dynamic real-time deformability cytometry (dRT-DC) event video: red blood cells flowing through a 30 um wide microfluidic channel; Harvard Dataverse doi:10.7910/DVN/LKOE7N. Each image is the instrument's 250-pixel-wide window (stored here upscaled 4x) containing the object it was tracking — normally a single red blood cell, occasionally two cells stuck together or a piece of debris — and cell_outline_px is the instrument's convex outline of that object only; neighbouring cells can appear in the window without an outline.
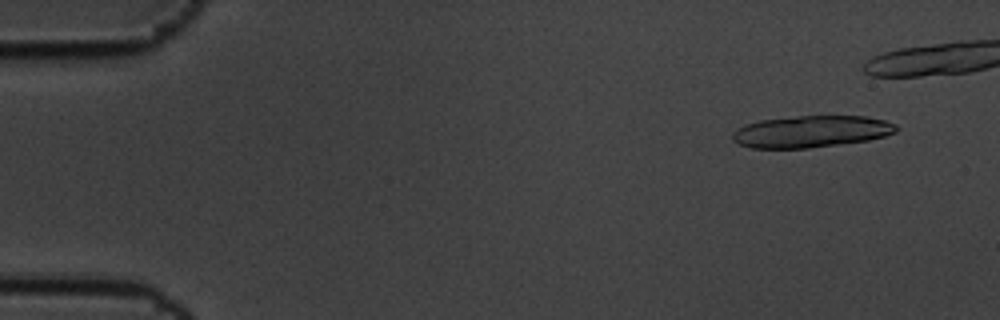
{"species": "common noctule bat (a hibernating species)", "species_latin": "Nyctalus noctula", "temperature_condition": "cold", "stored_images_in_passage": 7, "camera_frame_rate_fps": 3000, "um_per_image_px": 0.085, "animal": {"sex": "male", "body_mass_g": 19.5, "forearm_length_mm": 54.6}, "frame": {"image": 1, "passage_image": 2, "time_ms": 0.333, "image_size_px": [1000, 320], "cell_outline_px": [[896, 132], [884, 136], [868, 140], [808, 148], [752, 148], [740, 144], [732, 140], [732, 132], [748, 124], [760, 120], [796, 116], [864, 116], [884, 120], [896, 124]], "centroid_in_image_um": [68.95, 11.18], "position_along_channel_um": 16.1, "area_um2": 30.06}}